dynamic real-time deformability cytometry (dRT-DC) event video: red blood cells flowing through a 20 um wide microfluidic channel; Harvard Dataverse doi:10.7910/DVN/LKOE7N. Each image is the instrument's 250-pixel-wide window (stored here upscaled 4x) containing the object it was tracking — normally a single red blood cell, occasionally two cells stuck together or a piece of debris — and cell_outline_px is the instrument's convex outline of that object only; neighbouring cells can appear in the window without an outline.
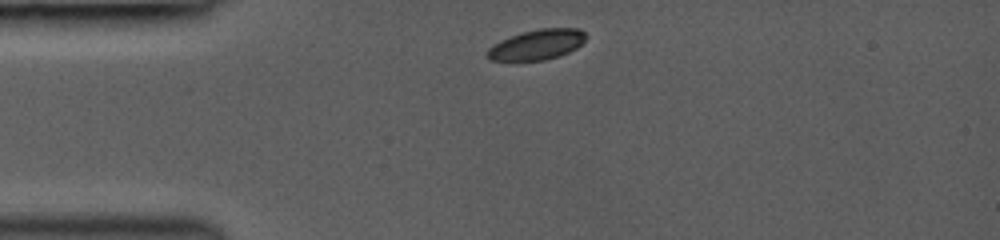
{"species": "common noctule bat (a hibernating species)", "species_latin": "Nyctalus noctula", "temperature_condition": "room temperature", "stored_images_in_passage": 27, "camera_frame_rate_fps": 3000, "um_per_image_px": 0.085, "animal": {"sex": "female", "body_mass_g": 19.0, "forearm_length_mm": 53.3}, "frame": {"image": 1, "passage_image": 1, "time_ms": 0.0, "image_size_px": [1000, 240], "cell_outline_px": [[588, 36], [576, 48], [560, 56], [544, 60], [488, 60], [484, 56], [488, 48], [492, 44], [500, 40], [524, 32], [540, 28], [580, 28]], "centroid_in_image_um": [45.62, 3.79], "position_along_channel_um": 39.4, "area_um2": 17.4}}
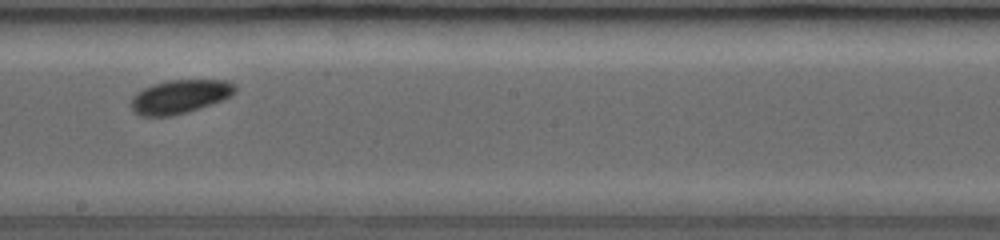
{"frame": {"image": 2, "passage_image": 15, "time_ms": 5.333, "image_size_px": [1000, 240], "cell_outline_px": [[236, 92], [232, 96], [200, 108], [188, 112], [172, 116], [140, 116], [132, 112], [128, 104], [132, 96], [136, 92], [152, 84], [168, 80], [224, 80], [236, 84]], "centroid_in_image_um": [15.24, 8.22], "position_along_channel_um": 233.0, "area_um2": 20.81}}
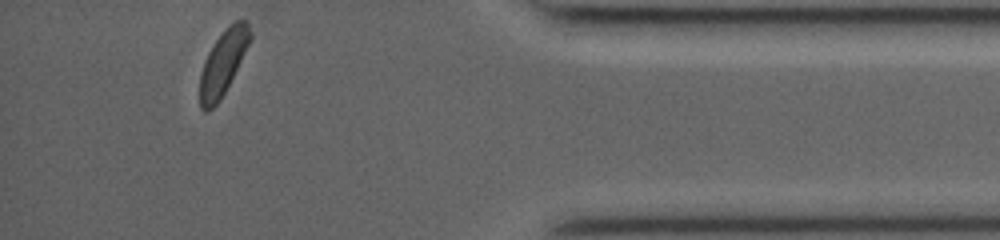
{"frame": {"image": 3, "passage_image": 27, "time_ms": 10.333, "image_size_px": [1000, 240], "cell_outline_px": [[252, 40], [220, 100], [208, 112], [204, 112], [200, 108], [200, 72], [204, 60], [208, 52], [216, 40], [236, 20], [248, 20], [252, 32]], "centroid_in_image_um": [18.97, 5.34], "position_along_channel_um": 416.2, "area_um2": 18.79}, "authors_computed_cell_mechanics": {"area_um2": 19.941, "velocity_mm_per_s": 4.1736, "shape_relaxation_time_tau1_ms": 0.7547, "shape_relaxation_time_tau2_ms": 2.9026, "deformation_change_tau1": 0.0487, "deformation_change_tau2": 0.0566}}